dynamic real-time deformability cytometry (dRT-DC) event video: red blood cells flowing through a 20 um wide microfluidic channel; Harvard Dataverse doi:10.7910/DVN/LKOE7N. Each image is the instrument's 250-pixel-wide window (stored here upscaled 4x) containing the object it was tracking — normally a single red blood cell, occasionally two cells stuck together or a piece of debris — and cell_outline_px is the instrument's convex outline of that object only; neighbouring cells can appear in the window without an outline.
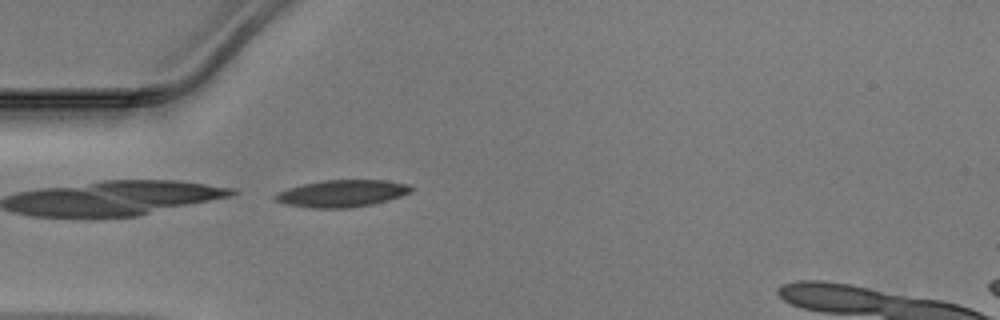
{"species": "Egyptian fruit bat (a non-hibernating species)", "species_latin": "Rousettus aegyptiacus", "temperature_condition": "warm", "stored_images_in_passage": 5, "camera_frame_rate_fps": 3000, "um_per_image_px": 0.085, "animal": {"sex": "male"}, "frame": {"image": 1, "passage_image": 5, "time_ms": 1.333, "image_size_px": [1000, 320], "cell_outline_px": [[412, 192], [388, 200], [372, 204], [352, 208], [312, 208], [288, 204], [276, 200], [272, 196], [288, 188], [304, 184], [324, 180], [384, 180], [408, 184], [412, 188]], "centroid_in_image_um": [29.1, 16.44], "position_along_channel_um": 55.9, "area_um2": 21.21}}